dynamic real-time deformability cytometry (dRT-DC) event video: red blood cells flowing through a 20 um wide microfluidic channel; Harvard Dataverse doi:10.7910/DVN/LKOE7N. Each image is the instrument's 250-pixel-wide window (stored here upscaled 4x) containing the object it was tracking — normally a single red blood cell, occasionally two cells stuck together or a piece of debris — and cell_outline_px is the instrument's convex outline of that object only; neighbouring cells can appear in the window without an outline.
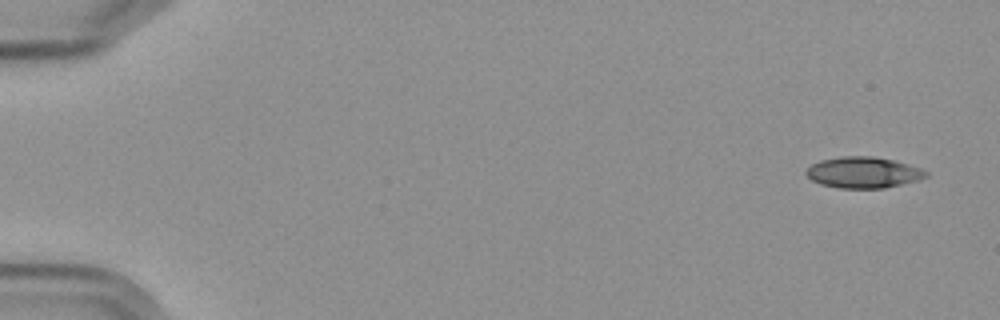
{"species": "Egyptian fruit bat (a non-hibernating species)", "species_latin": "Rousettus aegyptiacus", "temperature_condition": "cold", "stored_images_in_passage": 5, "camera_frame_rate_fps": 3000, "um_per_image_px": 0.085, "frame": {"image": 1, "passage_image": 1, "time_ms": 0.0, "image_size_px": [1000, 320], "cell_outline_px": [[928, 176], [916, 180], [884, 188], [836, 188], [820, 184], [812, 180], [804, 172], [812, 164], [820, 160], [840, 156], [872, 156], [896, 160], [920, 168], [928, 172]], "centroid_in_image_um": [73.36, 14.65], "position_along_channel_um": 11.6, "area_um2": 21.73}}
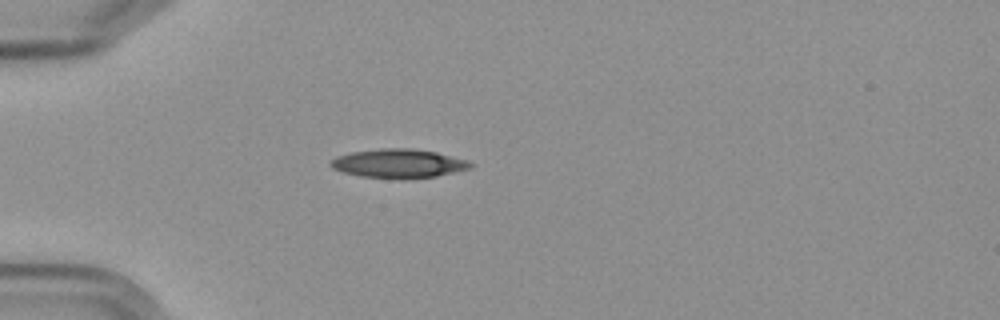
{"frame": {"image": 2, "passage_image": 5, "time_ms": 4.667, "image_size_px": [1000, 320], "cell_outline_px": [[476, 164], [472, 168], [436, 176], [360, 176], [344, 172], [332, 168], [328, 164], [336, 156], [352, 152], [380, 148], [412, 148], [436, 152], [468, 160]], "centroid_in_image_um": [33.9, 13.85], "position_along_channel_um": 51.1, "area_um2": 22.77}}